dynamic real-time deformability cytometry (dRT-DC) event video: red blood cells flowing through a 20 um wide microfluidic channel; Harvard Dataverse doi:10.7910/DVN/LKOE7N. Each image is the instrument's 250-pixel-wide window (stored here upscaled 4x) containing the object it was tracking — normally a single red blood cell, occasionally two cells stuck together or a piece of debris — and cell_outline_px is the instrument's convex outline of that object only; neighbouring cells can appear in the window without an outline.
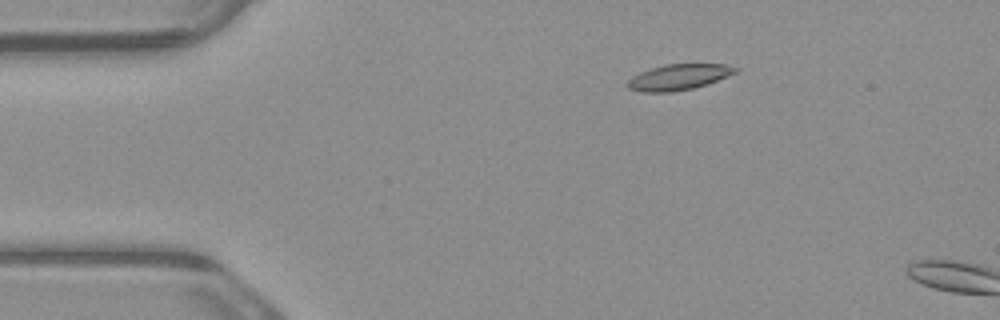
{"species": "common noctule bat (a hibernating species)", "species_latin": "Nyctalus noctula", "temperature_condition": "warm", "stored_images_in_passage": 4, "camera_frame_rate_fps": 3000, "um_per_image_px": 0.085, "animal": {"sex": "male", "body_mass_g": 23.1, "forearm_length_mm": 52.7}, "frame": {"image": 1, "passage_image": 3, "time_ms": 0.667, "image_size_px": [1000, 320], "cell_outline_px": [[740, 68], [736, 72], [728, 76], [708, 84], [692, 88], [672, 92], [644, 92], [628, 88], [624, 84], [632, 76], [640, 72], [664, 64], [728, 64]], "centroid_in_image_um": [57.69, 6.55], "position_along_channel_um": 27.3, "area_um2": 16.3}}